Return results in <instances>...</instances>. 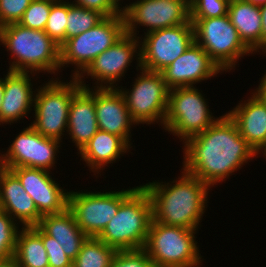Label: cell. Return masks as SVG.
<instances>
[{
  "label": "cell",
  "instance_id": "obj_19",
  "mask_svg": "<svg viewBox=\"0 0 266 267\" xmlns=\"http://www.w3.org/2000/svg\"><path fill=\"white\" fill-rule=\"evenodd\" d=\"M82 88L70 102L67 132L80 151L99 130L95 113V91L78 80Z\"/></svg>",
  "mask_w": 266,
  "mask_h": 267
},
{
  "label": "cell",
  "instance_id": "obj_29",
  "mask_svg": "<svg viewBox=\"0 0 266 267\" xmlns=\"http://www.w3.org/2000/svg\"><path fill=\"white\" fill-rule=\"evenodd\" d=\"M68 2L51 0V10L44 32L59 46L66 40Z\"/></svg>",
  "mask_w": 266,
  "mask_h": 267
},
{
  "label": "cell",
  "instance_id": "obj_34",
  "mask_svg": "<svg viewBox=\"0 0 266 267\" xmlns=\"http://www.w3.org/2000/svg\"><path fill=\"white\" fill-rule=\"evenodd\" d=\"M33 0H0V27L18 23Z\"/></svg>",
  "mask_w": 266,
  "mask_h": 267
},
{
  "label": "cell",
  "instance_id": "obj_4",
  "mask_svg": "<svg viewBox=\"0 0 266 267\" xmlns=\"http://www.w3.org/2000/svg\"><path fill=\"white\" fill-rule=\"evenodd\" d=\"M152 218L150 195L139 186L120 205L115 217L97 238L117 251L143 249Z\"/></svg>",
  "mask_w": 266,
  "mask_h": 267
},
{
  "label": "cell",
  "instance_id": "obj_7",
  "mask_svg": "<svg viewBox=\"0 0 266 267\" xmlns=\"http://www.w3.org/2000/svg\"><path fill=\"white\" fill-rule=\"evenodd\" d=\"M194 86L169 89L163 128L181 141L204 132L218 118H213L203 95Z\"/></svg>",
  "mask_w": 266,
  "mask_h": 267
},
{
  "label": "cell",
  "instance_id": "obj_6",
  "mask_svg": "<svg viewBox=\"0 0 266 267\" xmlns=\"http://www.w3.org/2000/svg\"><path fill=\"white\" fill-rule=\"evenodd\" d=\"M124 34L123 14L105 17L93 28L73 36L61 44L60 69L65 64H76V69L79 71H74V75L71 77L77 78L98 55L110 48Z\"/></svg>",
  "mask_w": 266,
  "mask_h": 267
},
{
  "label": "cell",
  "instance_id": "obj_43",
  "mask_svg": "<svg viewBox=\"0 0 266 267\" xmlns=\"http://www.w3.org/2000/svg\"><path fill=\"white\" fill-rule=\"evenodd\" d=\"M6 168L4 167V165L2 164L1 160H0V183H1V177H2V172L5 170Z\"/></svg>",
  "mask_w": 266,
  "mask_h": 267
},
{
  "label": "cell",
  "instance_id": "obj_11",
  "mask_svg": "<svg viewBox=\"0 0 266 267\" xmlns=\"http://www.w3.org/2000/svg\"><path fill=\"white\" fill-rule=\"evenodd\" d=\"M139 69L142 72L135 79L132 90L129 92L122 87L119 89L125 98L129 113L136 124H151L157 120L163 124L167 112L169 88L161 72Z\"/></svg>",
  "mask_w": 266,
  "mask_h": 267
},
{
  "label": "cell",
  "instance_id": "obj_17",
  "mask_svg": "<svg viewBox=\"0 0 266 267\" xmlns=\"http://www.w3.org/2000/svg\"><path fill=\"white\" fill-rule=\"evenodd\" d=\"M221 70L196 42L161 71L169 89L193 86L217 75Z\"/></svg>",
  "mask_w": 266,
  "mask_h": 267
},
{
  "label": "cell",
  "instance_id": "obj_9",
  "mask_svg": "<svg viewBox=\"0 0 266 267\" xmlns=\"http://www.w3.org/2000/svg\"><path fill=\"white\" fill-rule=\"evenodd\" d=\"M194 39L221 71L235 67L240 57L253 53L240 39L227 15L217 18L190 19Z\"/></svg>",
  "mask_w": 266,
  "mask_h": 267
},
{
  "label": "cell",
  "instance_id": "obj_10",
  "mask_svg": "<svg viewBox=\"0 0 266 267\" xmlns=\"http://www.w3.org/2000/svg\"><path fill=\"white\" fill-rule=\"evenodd\" d=\"M138 188L111 192H70L68 209L88 237L97 238L115 217L120 205Z\"/></svg>",
  "mask_w": 266,
  "mask_h": 267
},
{
  "label": "cell",
  "instance_id": "obj_8",
  "mask_svg": "<svg viewBox=\"0 0 266 267\" xmlns=\"http://www.w3.org/2000/svg\"><path fill=\"white\" fill-rule=\"evenodd\" d=\"M51 80L37 89L34 97L35 120L31 126L41 135L61 141L67 131L70 102L82 88L77 78L68 83Z\"/></svg>",
  "mask_w": 266,
  "mask_h": 267
},
{
  "label": "cell",
  "instance_id": "obj_37",
  "mask_svg": "<svg viewBox=\"0 0 266 267\" xmlns=\"http://www.w3.org/2000/svg\"><path fill=\"white\" fill-rule=\"evenodd\" d=\"M260 13L262 18V52L265 53L266 52V4L260 6Z\"/></svg>",
  "mask_w": 266,
  "mask_h": 267
},
{
  "label": "cell",
  "instance_id": "obj_23",
  "mask_svg": "<svg viewBox=\"0 0 266 267\" xmlns=\"http://www.w3.org/2000/svg\"><path fill=\"white\" fill-rule=\"evenodd\" d=\"M38 226L53 237L65 254L74 260L88 236L76 223L74 214L67 208L59 214H46L40 219Z\"/></svg>",
  "mask_w": 266,
  "mask_h": 267
},
{
  "label": "cell",
  "instance_id": "obj_35",
  "mask_svg": "<svg viewBox=\"0 0 266 267\" xmlns=\"http://www.w3.org/2000/svg\"><path fill=\"white\" fill-rule=\"evenodd\" d=\"M42 242L47 251L49 267H72L71 260L61 249L58 242L51 236H48L42 230Z\"/></svg>",
  "mask_w": 266,
  "mask_h": 267
},
{
  "label": "cell",
  "instance_id": "obj_42",
  "mask_svg": "<svg viewBox=\"0 0 266 267\" xmlns=\"http://www.w3.org/2000/svg\"><path fill=\"white\" fill-rule=\"evenodd\" d=\"M3 93H4V78L3 79L0 78V108L2 103Z\"/></svg>",
  "mask_w": 266,
  "mask_h": 267
},
{
  "label": "cell",
  "instance_id": "obj_36",
  "mask_svg": "<svg viewBox=\"0 0 266 267\" xmlns=\"http://www.w3.org/2000/svg\"><path fill=\"white\" fill-rule=\"evenodd\" d=\"M74 1L72 4L98 11L105 17L122 14V8L120 9L119 4L115 0H76V3Z\"/></svg>",
  "mask_w": 266,
  "mask_h": 267
},
{
  "label": "cell",
  "instance_id": "obj_33",
  "mask_svg": "<svg viewBox=\"0 0 266 267\" xmlns=\"http://www.w3.org/2000/svg\"><path fill=\"white\" fill-rule=\"evenodd\" d=\"M110 267H154L144 249L118 250Z\"/></svg>",
  "mask_w": 266,
  "mask_h": 267
},
{
  "label": "cell",
  "instance_id": "obj_27",
  "mask_svg": "<svg viewBox=\"0 0 266 267\" xmlns=\"http://www.w3.org/2000/svg\"><path fill=\"white\" fill-rule=\"evenodd\" d=\"M117 250L98 238L88 237L72 267H110Z\"/></svg>",
  "mask_w": 266,
  "mask_h": 267
},
{
  "label": "cell",
  "instance_id": "obj_38",
  "mask_svg": "<svg viewBox=\"0 0 266 267\" xmlns=\"http://www.w3.org/2000/svg\"><path fill=\"white\" fill-rule=\"evenodd\" d=\"M256 90H257L256 93L266 103V74L264 75V77H262L261 83Z\"/></svg>",
  "mask_w": 266,
  "mask_h": 267
},
{
  "label": "cell",
  "instance_id": "obj_20",
  "mask_svg": "<svg viewBox=\"0 0 266 267\" xmlns=\"http://www.w3.org/2000/svg\"><path fill=\"white\" fill-rule=\"evenodd\" d=\"M0 210L24 227L37 226L42 218L33 199L24 190L18 177L9 169L2 172L0 183Z\"/></svg>",
  "mask_w": 266,
  "mask_h": 267
},
{
  "label": "cell",
  "instance_id": "obj_26",
  "mask_svg": "<svg viewBox=\"0 0 266 267\" xmlns=\"http://www.w3.org/2000/svg\"><path fill=\"white\" fill-rule=\"evenodd\" d=\"M21 229L17 233L13 255L20 267H49L42 229L38 225Z\"/></svg>",
  "mask_w": 266,
  "mask_h": 267
},
{
  "label": "cell",
  "instance_id": "obj_15",
  "mask_svg": "<svg viewBox=\"0 0 266 267\" xmlns=\"http://www.w3.org/2000/svg\"><path fill=\"white\" fill-rule=\"evenodd\" d=\"M139 38L140 37H134L133 35L125 33L110 48L98 55L89 66L80 73L77 79L83 80V75L87 73V75L91 76L94 80L96 78L97 88H115L114 83L120 80L121 76H124L123 74L126 72V68H128L132 62L133 56L136 57V53L138 54L136 58L138 60L137 69L140 67V51H138L140 50ZM98 84L100 86H98Z\"/></svg>",
  "mask_w": 266,
  "mask_h": 267
},
{
  "label": "cell",
  "instance_id": "obj_25",
  "mask_svg": "<svg viewBox=\"0 0 266 267\" xmlns=\"http://www.w3.org/2000/svg\"><path fill=\"white\" fill-rule=\"evenodd\" d=\"M129 147L121 137L98 130L79 153L88 164L87 166L91 167L92 172H98V169L101 170L106 164L120 158V155L126 153Z\"/></svg>",
  "mask_w": 266,
  "mask_h": 267
},
{
  "label": "cell",
  "instance_id": "obj_39",
  "mask_svg": "<svg viewBox=\"0 0 266 267\" xmlns=\"http://www.w3.org/2000/svg\"><path fill=\"white\" fill-rule=\"evenodd\" d=\"M0 267H20V265L12 256L8 259L0 260Z\"/></svg>",
  "mask_w": 266,
  "mask_h": 267
},
{
  "label": "cell",
  "instance_id": "obj_18",
  "mask_svg": "<svg viewBox=\"0 0 266 267\" xmlns=\"http://www.w3.org/2000/svg\"><path fill=\"white\" fill-rule=\"evenodd\" d=\"M94 88L98 129L121 137L130 146V129L136 122L119 88Z\"/></svg>",
  "mask_w": 266,
  "mask_h": 267
},
{
  "label": "cell",
  "instance_id": "obj_13",
  "mask_svg": "<svg viewBox=\"0 0 266 267\" xmlns=\"http://www.w3.org/2000/svg\"><path fill=\"white\" fill-rule=\"evenodd\" d=\"M125 20V33L136 36L137 27H149V33L155 30L185 24L190 20V10L181 2L166 0H140L122 9ZM136 29V30H135Z\"/></svg>",
  "mask_w": 266,
  "mask_h": 267
},
{
  "label": "cell",
  "instance_id": "obj_21",
  "mask_svg": "<svg viewBox=\"0 0 266 267\" xmlns=\"http://www.w3.org/2000/svg\"><path fill=\"white\" fill-rule=\"evenodd\" d=\"M29 72L8 71L4 78V93L0 108V124L17 122L34 106L35 94Z\"/></svg>",
  "mask_w": 266,
  "mask_h": 267
},
{
  "label": "cell",
  "instance_id": "obj_30",
  "mask_svg": "<svg viewBox=\"0 0 266 267\" xmlns=\"http://www.w3.org/2000/svg\"><path fill=\"white\" fill-rule=\"evenodd\" d=\"M50 10L51 0H33L18 23L26 28L44 31Z\"/></svg>",
  "mask_w": 266,
  "mask_h": 267
},
{
  "label": "cell",
  "instance_id": "obj_40",
  "mask_svg": "<svg viewBox=\"0 0 266 267\" xmlns=\"http://www.w3.org/2000/svg\"><path fill=\"white\" fill-rule=\"evenodd\" d=\"M166 1H172V2H181L183 3L189 10L192 4V0H166Z\"/></svg>",
  "mask_w": 266,
  "mask_h": 267
},
{
  "label": "cell",
  "instance_id": "obj_2",
  "mask_svg": "<svg viewBox=\"0 0 266 267\" xmlns=\"http://www.w3.org/2000/svg\"><path fill=\"white\" fill-rule=\"evenodd\" d=\"M182 173L173 185L153 181L142 186L150 195L155 221L196 230L205 212L210 186L185 170Z\"/></svg>",
  "mask_w": 266,
  "mask_h": 267
},
{
  "label": "cell",
  "instance_id": "obj_3",
  "mask_svg": "<svg viewBox=\"0 0 266 267\" xmlns=\"http://www.w3.org/2000/svg\"><path fill=\"white\" fill-rule=\"evenodd\" d=\"M0 42L15 60L9 71L55 74L60 68V46L44 31L11 23L0 27Z\"/></svg>",
  "mask_w": 266,
  "mask_h": 267
},
{
  "label": "cell",
  "instance_id": "obj_41",
  "mask_svg": "<svg viewBox=\"0 0 266 267\" xmlns=\"http://www.w3.org/2000/svg\"><path fill=\"white\" fill-rule=\"evenodd\" d=\"M247 2L252 3L255 6H263L266 4V0H246Z\"/></svg>",
  "mask_w": 266,
  "mask_h": 267
},
{
  "label": "cell",
  "instance_id": "obj_5",
  "mask_svg": "<svg viewBox=\"0 0 266 267\" xmlns=\"http://www.w3.org/2000/svg\"><path fill=\"white\" fill-rule=\"evenodd\" d=\"M194 231L164 225L152 218L143 249L154 267H199L202 260Z\"/></svg>",
  "mask_w": 266,
  "mask_h": 267
},
{
  "label": "cell",
  "instance_id": "obj_44",
  "mask_svg": "<svg viewBox=\"0 0 266 267\" xmlns=\"http://www.w3.org/2000/svg\"><path fill=\"white\" fill-rule=\"evenodd\" d=\"M260 150H261V151L264 150L263 155L266 156V143L259 149V151L257 152V154H260V153H259Z\"/></svg>",
  "mask_w": 266,
  "mask_h": 267
},
{
  "label": "cell",
  "instance_id": "obj_28",
  "mask_svg": "<svg viewBox=\"0 0 266 267\" xmlns=\"http://www.w3.org/2000/svg\"><path fill=\"white\" fill-rule=\"evenodd\" d=\"M104 18L105 16L98 11L89 10L68 2L66 40L93 28Z\"/></svg>",
  "mask_w": 266,
  "mask_h": 267
},
{
  "label": "cell",
  "instance_id": "obj_24",
  "mask_svg": "<svg viewBox=\"0 0 266 267\" xmlns=\"http://www.w3.org/2000/svg\"><path fill=\"white\" fill-rule=\"evenodd\" d=\"M228 16L243 43L252 52H259V49H262L260 7L246 0H230Z\"/></svg>",
  "mask_w": 266,
  "mask_h": 267
},
{
  "label": "cell",
  "instance_id": "obj_22",
  "mask_svg": "<svg viewBox=\"0 0 266 267\" xmlns=\"http://www.w3.org/2000/svg\"><path fill=\"white\" fill-rule=\"evenodd\" d=\"M252 97L228 112L240 135L257 153L266 143V103L254 91Z\"/></svg>",
  "mask_w": 266,
  "mask_h": 267
},
{
  "label": "cell",
  "instance_id": "obj_16",
  "mask_svg": "<svg viewBox=\"0 0 266 267\" xmlns=\"http://www.w3.org/2000/svg\"><path fill=\"white\" fill-rule=\"evenodd\" d=\"M20 180L26 193L31 196L38 212L59 214L68 208V194L43 169L16 167L10 169Z\"/></svg>",
  "mask_w": 266,
  "mask_h": 267
},
{
  "label": "cell",
  "instance_id": "obj_31",
  "mask_svg": "<svg viewBox=\"0 0 266 267\" xmlns=\"http://www.w3.org/2000/svg\"><path fill=\"white\" fill-rule=\"evenodd\" d=\"M17 224L4 211L0 210V260L8 259L14 255Z\"/></svg>",
  "mask_w": 266,
  "mask_h": 267
},
{
  "label": "cell",
  "instance_id": "obj_12",
  "mask_svg": "<svg viewBox=\"0 0 266 267\" xmlns=\"http://www.w3.org/2000/svg\"><path fill=\"white\" fill-rule=\"evenodd\" d=\"M140 47V68L161 72L195 42L194 27L185 24L145 33Z\"/></svg>",
  "mask_w": 266,
  "mask_h": 267
},
{
  "label": "cell",
  "instance_id": "obj_14",
  "mask_svg": "<svg viewBox=\"0 0 266 267\" xmlns=\"http://www.w3.org/2000/svg\"><path fill=\"white\" fill-rule=\"evenodd\" d=\"M60 140L39 134L31 125L21 131L0 160L6 169L29 167L50 171Z\"/></svg>",
  "mask_w": 266,
  "mask_h": 267
},
{
  "label": "cell",
  "instance_id": "obj_32",
  "mask_svg": "<svg viewBox=\"0 0 266 267\" xmlns=\"http://www.w3.org/2000/svg\"><path fill=\"white\" fill-rule=\"evenodd\" d=\"M230 0H192L190 19L217 18L228 14Z\"/></svg>",
  "mask_w": 266,
  "mask_h": 267
},
{
  "label": "cell",
  "instance_id": "obj_1",
  "mask_svg": "<svg viewBox=\"0 0 266 267\" xmlns=\"http://www.w3.org/2000/svg\"><path fill=\"white\" fill-rule=\"evenodd\" d=\"M183 170L211 187L228 178L257 153L224 114L204 132L184 142Z\"/></svg>",
  "mask_w": 266,
  "mask_h": 267
}]
</instances>
